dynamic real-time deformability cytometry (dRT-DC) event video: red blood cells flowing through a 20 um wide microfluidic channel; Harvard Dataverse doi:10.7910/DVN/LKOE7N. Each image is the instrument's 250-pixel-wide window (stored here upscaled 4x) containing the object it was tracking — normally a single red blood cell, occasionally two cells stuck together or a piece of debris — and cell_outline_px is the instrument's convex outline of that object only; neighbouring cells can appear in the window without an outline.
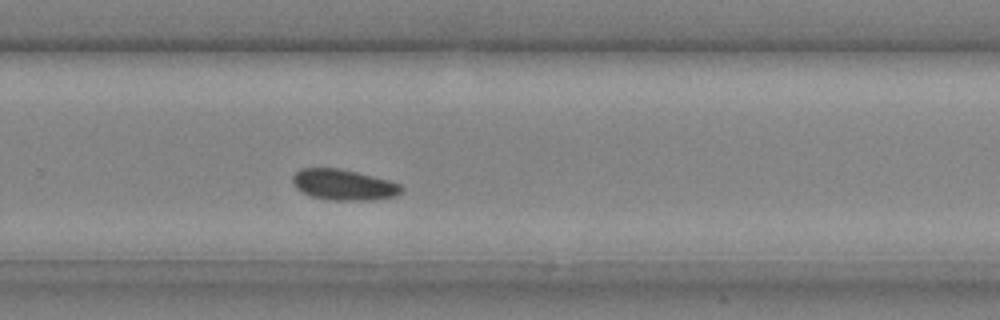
{"species": "common noctule bat (a hibernating species)", "species_latin": "Nyctalus noctula", "temperature_condition": "cold", "stored_images_in_passage": 25, "camera_frame_rate_fps": 3000, "um_per_image_px": 0.085, "animal": {"sex": "male", "body_mass_g": 20.4}, "frame": {"image": 1, "passage_image": 18, "time_ms": 5.667, "image_size_px": [1000, 320], "cell_outline_px": [[404, 188], [400, 192], [392, 196], [372, 200], [328, 200], [312, 196], [296, 188], [292, 180], [292, 176], [300, 168], [336, 168], [356, 172], [388, 180], [400, 184]], "centroid_in_image_um": [29.18, 15.7], "position_along_channel_um": 300.6, "area_um2": 19.25}}